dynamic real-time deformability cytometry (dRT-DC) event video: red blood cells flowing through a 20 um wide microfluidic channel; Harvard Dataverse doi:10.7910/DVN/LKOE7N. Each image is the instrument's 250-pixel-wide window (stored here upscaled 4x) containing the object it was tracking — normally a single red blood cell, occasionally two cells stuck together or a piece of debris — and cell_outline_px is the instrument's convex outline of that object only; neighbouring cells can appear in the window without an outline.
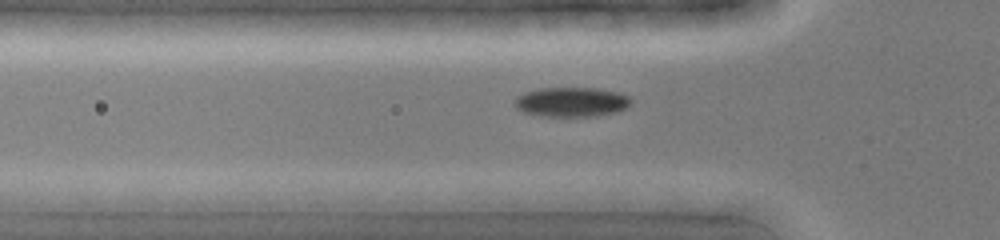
{"species": "common noctule bat (a hibernating species)", "species_latin": "Nyctalus noctula", "temperature_condition": "cold", "stored_images_in_passage": 44, "camera_frame_rate_fps": 3000, "um_per_image_px": 0.085, "animal": {"sex": "female", "body_mass_g": 19.0, "forearm_length_mm": 51.5}, "frame": {"image": 1, "passage_image": 14, "time_ms": 4.333, "image_size_px": [1000, 240], "cell_outline_px": [[632, 100], [628, 108], [616, 112], [596, 116], [540, 116], [524, 112], [516, 108], [512, 104], [516, 96], [524, 92], [540, 88], [596, 88], [616, 92], [628, 96]], "centroid_in_image_um": [48.54, 8.67], "position_along_channel_um": 77.3, "area_um2": 20.23}}
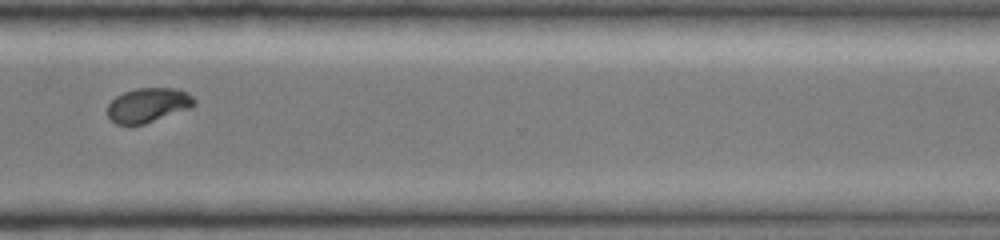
{"frame": {"image": 2, "passage_image": 33, "time_ms": 10.667, "image_size_px": [1000, 240], "cell_outline_px": [[196, 104], [192, 108], [144, 124], [116, 124], [108, 116], [108, 104], [116, 96], [124, 92], [136, 88], [176, 88], [192, 96], [196, 100]], "centroid_in_image_um": [12.61, 8.93], "position_along_channel_um": 358.0, "area_um2": 17.4}}
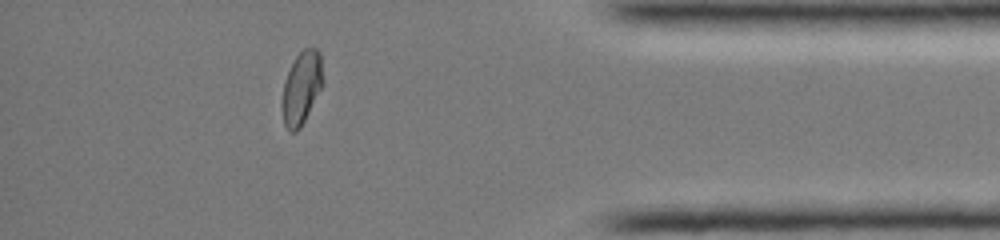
{"frame": {"image": 3, "passage_image": 38, "time_ms": 12.333, "image_size_px": [1000, 240], "cell_outline_px": [[320, 88], [300, 128], [296, 132], [292, 132], [284, 124], [280, 108], [280, 104], [284, 84], [288, 72], [296, 56], [304, 48], [316, 48], [320, 52]], "centroid_in_image_um": [25.56, 7.49], "position_along_channel_um": 409.6, "area_um2": 16.65}}